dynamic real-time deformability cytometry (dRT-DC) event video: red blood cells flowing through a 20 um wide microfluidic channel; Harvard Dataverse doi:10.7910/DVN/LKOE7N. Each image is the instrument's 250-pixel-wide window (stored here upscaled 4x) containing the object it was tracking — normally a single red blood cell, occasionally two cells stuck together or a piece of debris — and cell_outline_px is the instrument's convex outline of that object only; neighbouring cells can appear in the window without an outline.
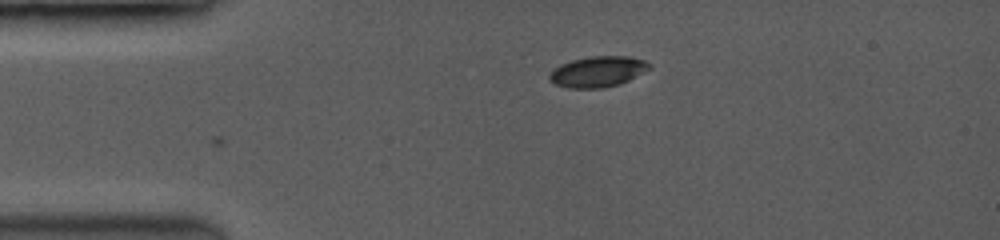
{"species": "common noctule bat (a hibernating species)", "species_latin": "Nyctalus noctula", "temperature_condition": "room temperature", "stored_images_in_passage": 5, "camera_frame_rate_fps": 3500, "um_per_image_px": 0.085, "animal": {"sex": "female", "body_mass_g": 19.0, "forearm_length_mm": 53.3}, "frame": {"image": 1, "passage_image": 5, "time_ms": 1.143, "image_size_px": [1000, 240], "cell_outline_px": [[652, 64], [648, 68], [628, 80], [616, 84], [600, 88], [572, 88], [556, 84], [548, 76], [556, 68], [572, 60], [592, 56], [628, 56], [644, 60]], "centroid_in_image_um": [50.83, 6.07], "position_along_channel_um": 34.2, "area_um2": 17.22}}